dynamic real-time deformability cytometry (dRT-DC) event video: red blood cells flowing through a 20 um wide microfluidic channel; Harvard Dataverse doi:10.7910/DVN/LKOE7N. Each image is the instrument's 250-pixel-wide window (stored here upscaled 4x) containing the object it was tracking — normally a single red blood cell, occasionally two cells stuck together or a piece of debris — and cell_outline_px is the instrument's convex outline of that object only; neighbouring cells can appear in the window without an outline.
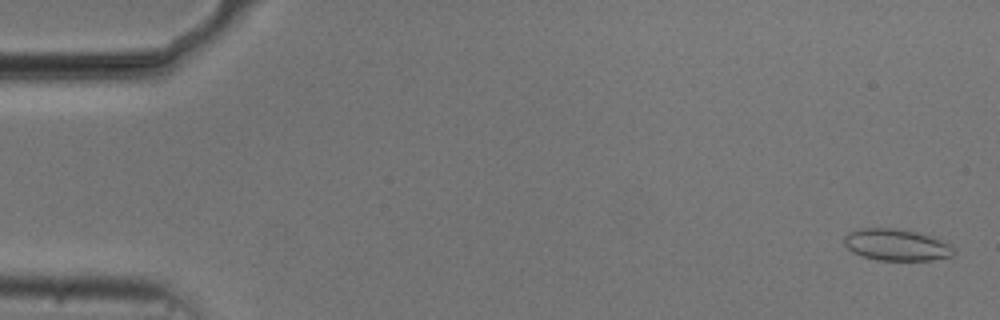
{"species": "common noctule bat (a hibernating species)", "species_latin": "Nyctalus noctula", "temperature_condition": "cold", "stored_images_in_passage": 51, "camera_frame_rate_fps": 3000, "um_per_image_px": 0.085, "animal": {"sex": "male", "body_mass_g": 20.5, "forearm_length_mm": 52.5}, "frame": {"image": 1, "passage_image": 2, "time_ms": 0.333, "image_size_px": [1000, 320], "cell_outline_px": [[956, 256], [932, 260], [876, 260], [852, 252], [844, 244], [844, 236], [848, 232], [860, 228], [896, 228], [916, 232], [932, 236], [956, 248]], "centroid_in_image_um": [76.23, 20.81], "position_along_channel_um": 8.8, "area_um2": 20.4}}
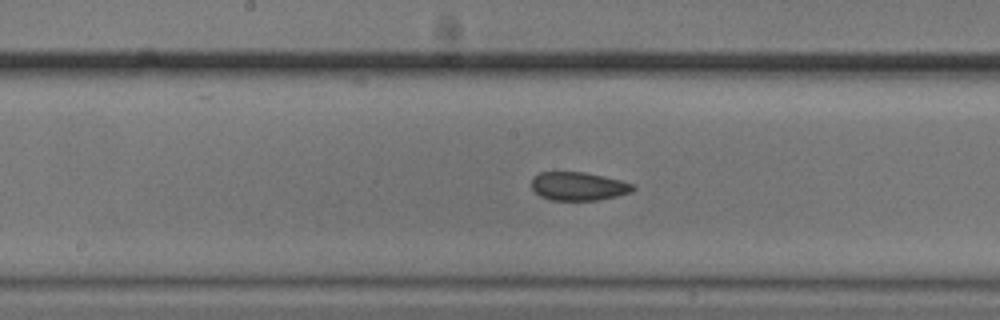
{"frame": {"image": 2, "passage_image": 28, "time_ms": 9.0, "image_size_px": [1000, 320], "cell_outline_px": [[636, 188], [632, 192], [600, 200], [552, 200], [540, 196], [532, 188], [532, 176], [540, 172], [584, 172], [620, 180], [636, 184]], "centroid_in_image_um": [49.19, 15.83], "position_along_channel_um": 199.0, "area_um2": 16.88}}
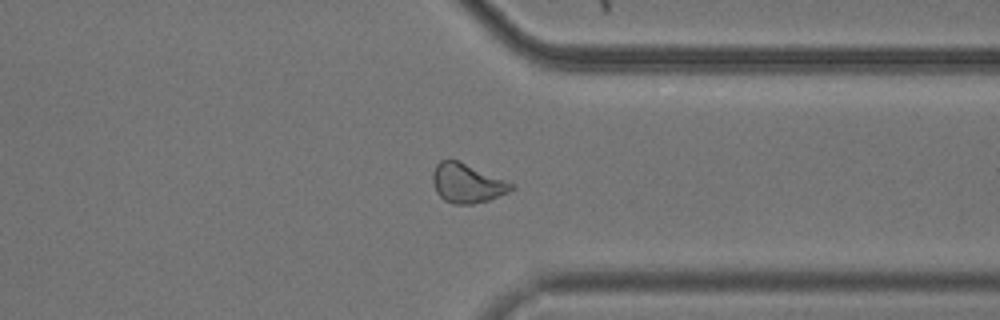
{"frame": {"image": 3, "passage_image": 42, "time_ms": 13.667, "image_size_px": [1000, 320], "cell_outline_px": [[512, 188], [508, 192], [488, 200], [472, 204], [452, 204], [444, 200], [436, 192], [432, 180], [432, 172], [436, 164], [440, 160], [456, 160], [504, 180], [512, 184]], "centroid_in_image_um": [39.62, 15.59], "position_along_channel_um": 371.8, "area_um2": 17.51}}